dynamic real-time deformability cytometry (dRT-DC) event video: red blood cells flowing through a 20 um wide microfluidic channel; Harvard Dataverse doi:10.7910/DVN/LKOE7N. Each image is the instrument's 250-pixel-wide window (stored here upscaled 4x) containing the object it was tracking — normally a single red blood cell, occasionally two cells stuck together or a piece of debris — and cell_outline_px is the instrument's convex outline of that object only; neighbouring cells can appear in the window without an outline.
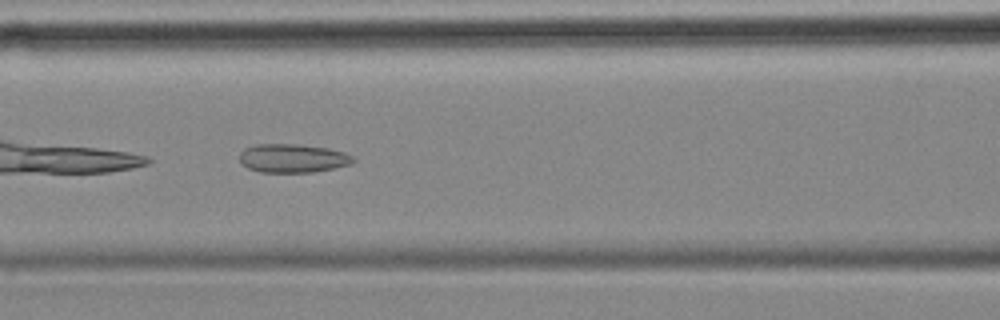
{"species": "common noctule bat (a hibernating species)", "species_latin": "Nyctalus noctula", "temperature_condition": "cold", "stored_images_in_passage": 10, "camera_frame_rate_fps": 3000, "um_per_image_px": 0.085, "animal": {"sex": "female", "body_mass_g": 18.4}, "frame": {"image": 1, "passage_image": 7, "time_ms": 2.0, "image_size_px": [1000, 320], "cell_outline_px": [[356, 160], [352, 164], [312, 172], [260, 172], [248, 168], [240, 164], [240, 152], [244, 148], [256, 144], [296, 144], [328, 148], [344, 152], [352, 156]], "centroid_in_image_um": [24.86, 13.45], "position_along_channel_um": 141.7, "area_um2": 19.02}}